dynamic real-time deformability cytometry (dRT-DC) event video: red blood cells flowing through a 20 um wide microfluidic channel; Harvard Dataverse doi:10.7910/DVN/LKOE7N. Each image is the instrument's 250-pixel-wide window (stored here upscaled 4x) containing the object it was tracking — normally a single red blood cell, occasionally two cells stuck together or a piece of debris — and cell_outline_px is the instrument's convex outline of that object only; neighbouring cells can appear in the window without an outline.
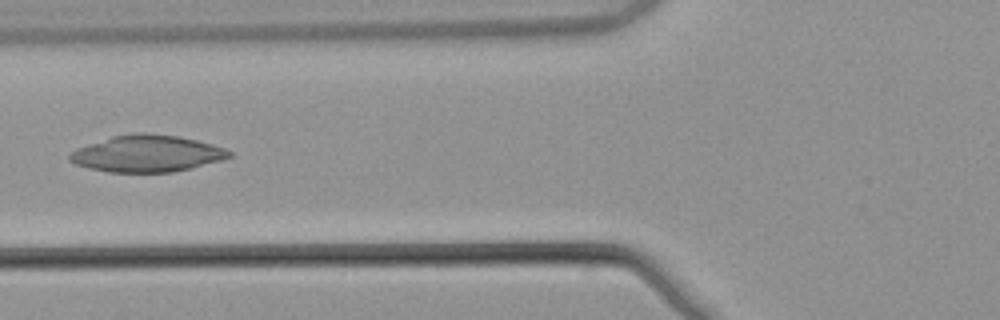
{"species": "common noctule bat (a hibernating species)", "species_latin": "Nyctalus noctula", "temperature_condition": "warm", "stored_images_in_passage": 5, "camera_frame_rate_fps": 3000, "um_per_image_px": 0.085, "animal": {"sex": "male", "body_mass_g": 21.5, "forearm_length_mm": 52.0}, "frame": {"image": 1, "passage_image": 5, "time_ms": 1.333, "image_size_px": [1000, 320], "cell_outline_px": [[232, 156], [220, 160], [192, 168], [172, 172], [108, 172], [88, 168], [76, 164], [68, 160], [68, 156], [76, 148], [112, 136], [132, 132], [144, 132], [180, 136], [212, 144], [224, 148], [232, 152]], "centroid_in_image_um": [12.48, 13.05], "position_along_channel_um": 113.3, "area_um2": 34.22}}